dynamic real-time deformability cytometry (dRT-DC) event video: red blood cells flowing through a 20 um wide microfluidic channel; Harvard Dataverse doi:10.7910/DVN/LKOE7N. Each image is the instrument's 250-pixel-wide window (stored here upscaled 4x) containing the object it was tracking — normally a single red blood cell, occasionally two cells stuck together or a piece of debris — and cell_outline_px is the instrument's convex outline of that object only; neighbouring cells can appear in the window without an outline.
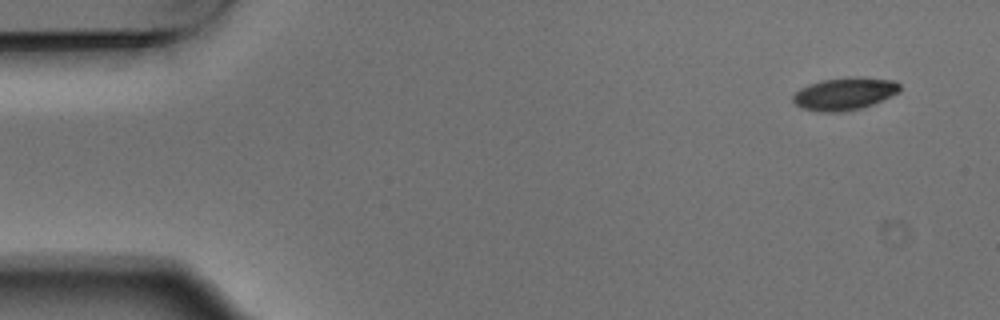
{"species": "Egyptian fruit bat (a non-hibernating species)", "species_latin": "Rousettus aegyptiacus", "temperature_condition": "warm", "stored_images_in_passage": 4, "camera_frame_rate_fps": 3000, "um_per_image_px": 0.085, "animal": {"sex": "male"}, "frame": {"image": 1, "passage_image": 1, "time_ms": 0.0, "image_size_px": [1000, 320], "cell_outline_px": [[900, 92], [872, 104], [860, 108], [844, 112], [820, 112], [800, 108], [792, 100], [792, 96], [800, 88], [808, 84], [824, 80], [896, 80], [900, 84]], "centroid_in_image_um": [71.72, 8.03], "position_along_channel_um": 13.3, "area_um2": 19.31}}
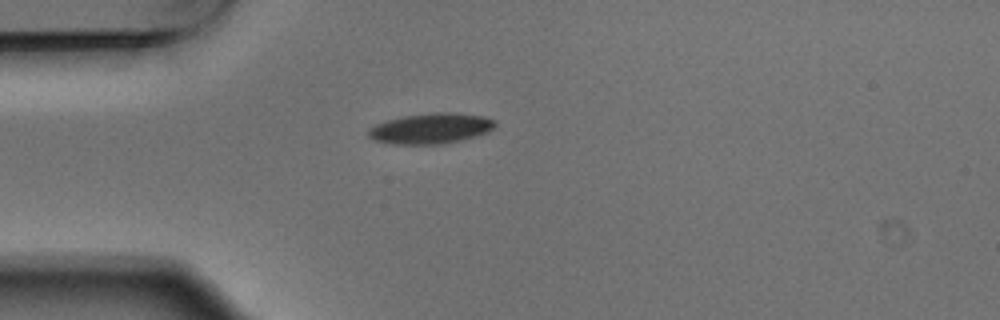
{"frame": {"image": 2, "passage_image": 4, "time_ms": 1.0, "image_size_px": [1000, 320], "cell_outline_px": [[496, 124], [488, 132], [460, 140], [440, 144], [392, 144], [376, 140], [368, 136], [368, 132], [376, 124], [388, 120], [404, 116], [436, 112], [448, 112], [484, 116], [496, 120]], "centroid_in_image_um": [36.65, 10.91], "position_along_channel_um": 48.4, "area_um2": 22.2}}